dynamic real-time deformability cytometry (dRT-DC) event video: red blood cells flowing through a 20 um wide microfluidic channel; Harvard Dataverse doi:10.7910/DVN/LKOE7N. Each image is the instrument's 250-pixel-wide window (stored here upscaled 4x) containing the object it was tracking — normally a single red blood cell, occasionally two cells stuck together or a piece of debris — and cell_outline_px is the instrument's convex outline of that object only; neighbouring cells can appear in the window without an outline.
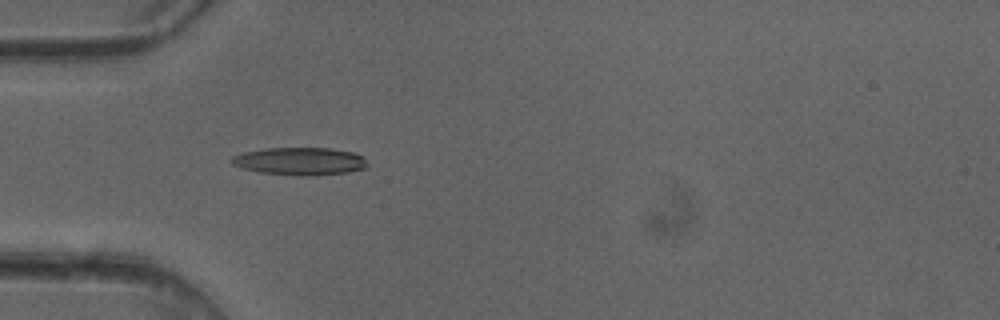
{"species": "common noctule bat (a hibernating species)", "species_latin": "Nyctalus noctula", "temperature_condition": "cold", "stored_images_in_passage": 6, "camera_frame_rate_fps": 3000, "um_per_image_px": 0.085, "animal": {"sex": "female"}, "frame": {"image": 1, "passage_image": 4, "time_ms": 1.0, "image_size_px": [1000, 320], "cell_outline_px": [[368, 164], [364, 168], [348, 172], [312, 176], [292, 176], [260, 172], [240, 168], [232, 164], [228, 160], [232, 156], [244, 152], [264, 148], [332, 148], [352, 152], [364, 156]], "centroid_in_image_um": [25.46, 13.71], "position_along_channel_um": 59.5, "area_um2": 22.25}}
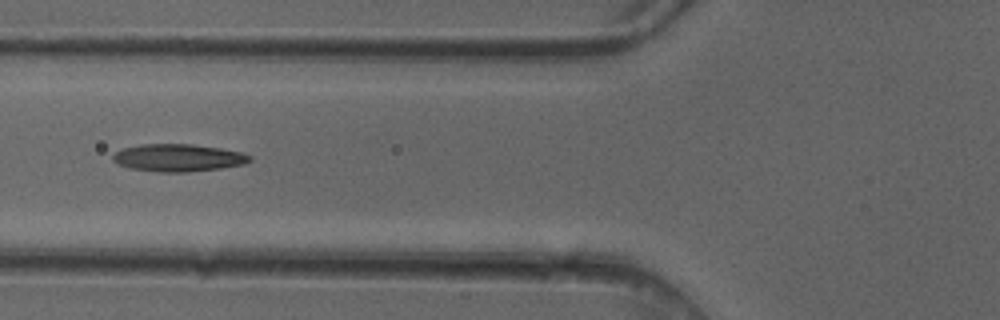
{"frame": {"image": 2, "passage_image": 5, "time_ms": 1.333, "image_size_px": [1000, 320], "cell_outline_px": [[252, 160], [244, 164], [220, 168], [188, 172], [156, 172], [128, 168], [112, 160], [112, 156], [116, 152], [124, 148], [140, 144], [192, 144], [220, 148], [244, 152], [252, 156]], "centroid_in_image_um": [15.17, 13.41], "position_along_channel_um": 110.6, "area_um2": 22.02}}
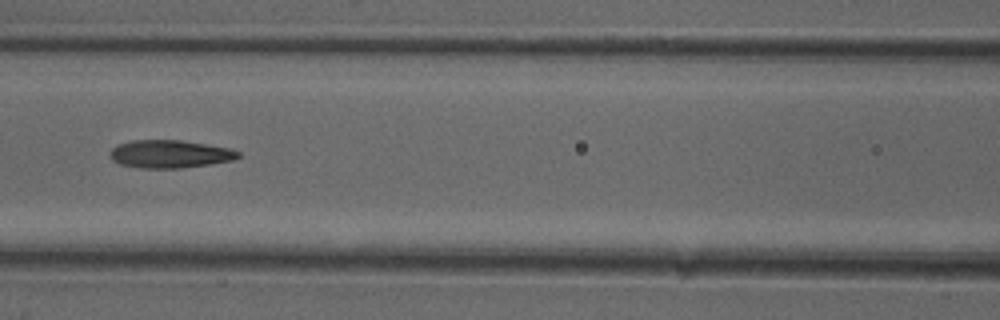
{"frame": {"image": 3, "passage_image": 6, "time_ms": 1.667, "image_size_px": [1000, 320], "cell_outline_px": [[240, 156], [232, 160], [212, 164], [180, 168], [140, 168], [120, 164], [112, 160], [108, 156], [112, 148], [116, 144], [132, 140], [180, 140], [232, 148], [240, 152]], "centroid_in_image_um": [14.42, 13.09], "position_along_channel_um": 152.2, "area_um2": 21.04}}